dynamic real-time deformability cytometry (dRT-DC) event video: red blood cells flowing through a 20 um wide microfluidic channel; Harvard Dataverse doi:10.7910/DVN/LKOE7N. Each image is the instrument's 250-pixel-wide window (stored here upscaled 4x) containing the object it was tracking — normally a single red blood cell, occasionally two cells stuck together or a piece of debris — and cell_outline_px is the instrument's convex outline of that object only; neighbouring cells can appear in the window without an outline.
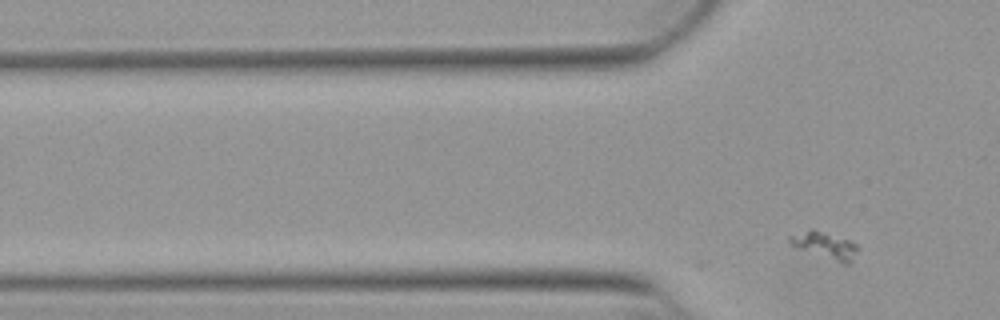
{"species": "Egyptian fruit bat (a non-hibernating species)", "species_latin": "Rousettus aegyptiacus", "temperature_condition": "warm", "stored_images_in_passage": 2, "camera_frame_rate_fps": 3000, "um_per_image_px": 0.085, "animal": {"sex": "female"}, "frame": {"image": 1, "passage_image": 2, "time_ms": 0.333, "image_size_px": [1000, 320], "cell_outline_px": [[860, 248], [852, 260], [848, 264], [844, 264], [800, 248], [792, 244], [788, 240], [788, 236], [812, 228], [848, 240], [856, 244]], "centroid_in_image_um": [70.16, 20.84], "position_along_channel_um": 55.6, "area_um2": 10.29}}